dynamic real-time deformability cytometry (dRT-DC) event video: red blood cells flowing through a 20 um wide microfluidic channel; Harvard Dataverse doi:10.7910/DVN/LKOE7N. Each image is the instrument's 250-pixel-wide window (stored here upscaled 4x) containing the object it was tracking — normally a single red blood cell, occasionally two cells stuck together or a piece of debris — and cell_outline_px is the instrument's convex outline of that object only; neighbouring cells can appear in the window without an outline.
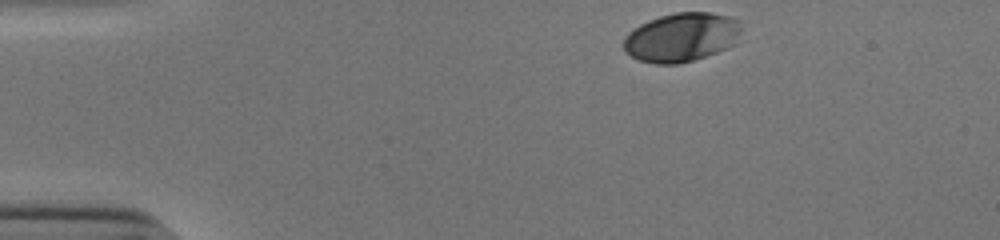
{"species": "human", "species_latin": "Homo sapiens", "temperature_condition": "cold", "stored_images_in_passage": 35, "camera_frame_rate_fps": 3000, "um_per_image_px": 0.085, "donor": {"sex": "male"}, "frame": {"image": 1, "passage_image": 1, "time_ms": 0.0, "image_size_px": [1000, 240], "cell_outline_px": [[740, 32], [736, 44], [728, 48], [680, 64], [656, 64], [640, 60], [624, 52], [624, 36], [632, 28], [648, 20], [660, 16], [676, 12], [712, 12], [728, 16], [736, 20], [740, 28]], "centroid_in_image_um": [57.9, 3.16], "position_along_channel_um": 27.1, "area_um2": 33.64}}
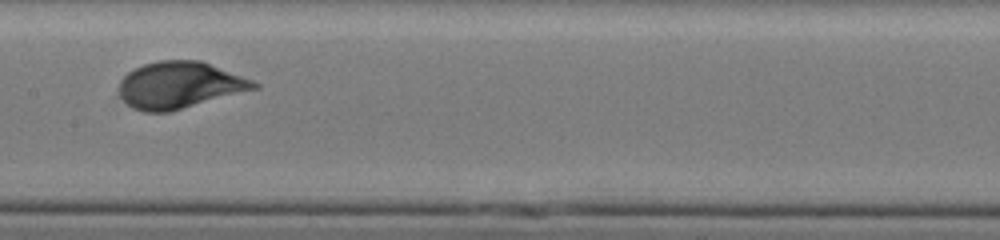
{"frame": {"image": 2, "passage_image": 20, "time_ms": 6.333, "image_size_px": [1000, 240], "cell_outline_px": [[260, 88], [168, 112], [144, 112], [132, 108], [120, 96], [120, 80], [128, 72], [144, 64], [160, 60], [200, 60], [252, 80], [260, 84]], "centroid_in_image_um": [15.27, 7.24], "position_along_channel_um": 192.1, "area_um2": 36.47}}
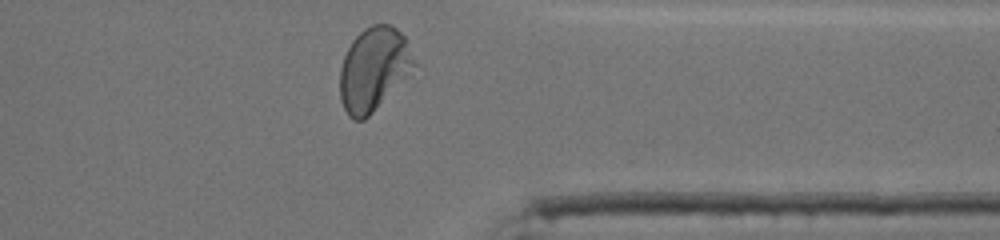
{"frame": {"image": 3, "passage_image": 35, "time_ms": 11.333, "image_size_px": [1000, 240], "cell_outline_px": [[420, 64], [412, 76], [364, 120], [352, 120], [348, 116], [340, 100], [340, 68], [344, 56], [352, 40], [364, 28], [372, 24], [392, 24], [404, 36]], "centroid_in_image_um": [31.84, 5.88], "position_along_channel_um": 379.6, "area_um2": 37.22}, "authors_computed_cell_mechanics": {"area_um2": 35.4892, "velocity_mm_per_s": 3.8472, "shape_relaxation_time_tau1_ms": 3.2343, "shape_relaxation_time_tau2_ms": null, "deformation_change_tau1": 0.1697, "deformation_change_tau2": null}}